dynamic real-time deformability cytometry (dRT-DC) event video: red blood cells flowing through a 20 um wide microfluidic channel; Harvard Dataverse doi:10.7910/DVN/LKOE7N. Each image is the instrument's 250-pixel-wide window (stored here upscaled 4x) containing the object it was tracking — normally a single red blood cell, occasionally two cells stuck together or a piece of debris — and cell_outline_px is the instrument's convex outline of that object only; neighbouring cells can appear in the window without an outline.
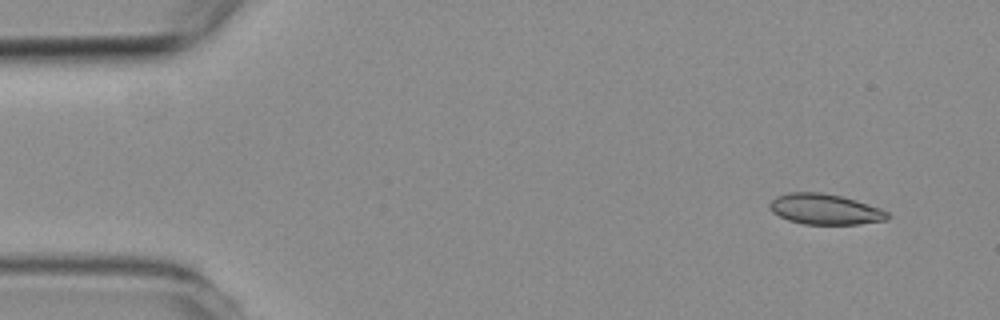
{"species": "common noctule bat (a hibernating species)", "species_latin": "Nyctalus noctula", "temperature_condition": "room temperature", "stored_images_in_passage": 5, "segment_of_instrument_passage": [1, 2], "camera_frame_rate_fps": 3000, "um_per_image_px": 0.085, "animal": {"sex": "female", "body_mass_g": 19.3, "forearm_length_mm": 54.1}, "frame": {"image": 1, "passage_image": 1, "time_ms": 0.0, "image_size_px": [1000, 320], "cell_outline_px": [[892, 216], [888, 220], [860, 224], [804, 224], [788, 220], [772, 212], [768, 204], [776, 196], [788, 192], [820, 192], [840, 196], [856, 200], [880, 208], [888, 212]], "centroid_in_image_um": [70.14, 17.78], "position_along_channel_um": 14.9, "area_um2": 21.1}}